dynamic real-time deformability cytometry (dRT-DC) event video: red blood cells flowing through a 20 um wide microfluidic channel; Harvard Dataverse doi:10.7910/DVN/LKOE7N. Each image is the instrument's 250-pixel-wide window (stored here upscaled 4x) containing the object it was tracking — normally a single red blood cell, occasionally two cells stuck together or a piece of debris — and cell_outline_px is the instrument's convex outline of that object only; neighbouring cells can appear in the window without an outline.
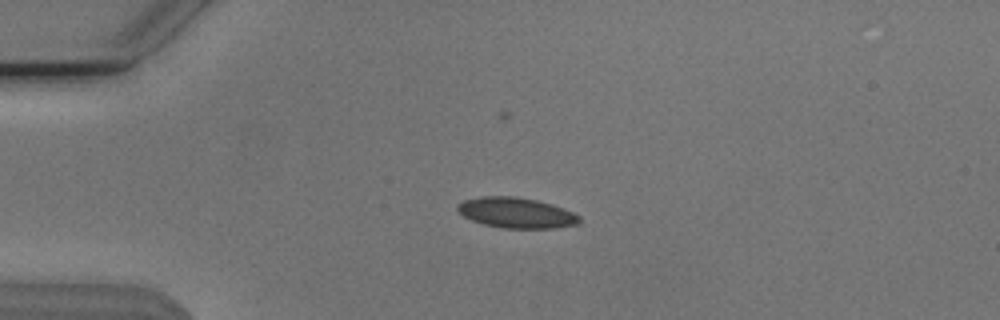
{"species": "Egyptian fruit bat (a non-hibernating species)", "species_latin": "Rousettus aegyptiacus", "temperature_condition": "cold", "stored_images_in_passage": 6, "camera_frame_rate_fps": 3000, "um_per_image_px": 0.085, "animal": {"sex": "male"}, "frame": {"image": 1, "passage_image": 1, "time_ms": 0.0, "image_size_px": [1000, 320], "cell_outline_px": [[580, 224], [552, 228], [504, 228], [484, 224], [472, 220], [464, 216], [456, 208], [456, 204], [464, 200], [484, 196], [512, 196], [536, 200], [552, 204], [572, 212], [580, 216]], "centroid_in_image_um": [43.89, 18.09], "position_along_channel_um": 41.1, "area_um2": 21.5}}